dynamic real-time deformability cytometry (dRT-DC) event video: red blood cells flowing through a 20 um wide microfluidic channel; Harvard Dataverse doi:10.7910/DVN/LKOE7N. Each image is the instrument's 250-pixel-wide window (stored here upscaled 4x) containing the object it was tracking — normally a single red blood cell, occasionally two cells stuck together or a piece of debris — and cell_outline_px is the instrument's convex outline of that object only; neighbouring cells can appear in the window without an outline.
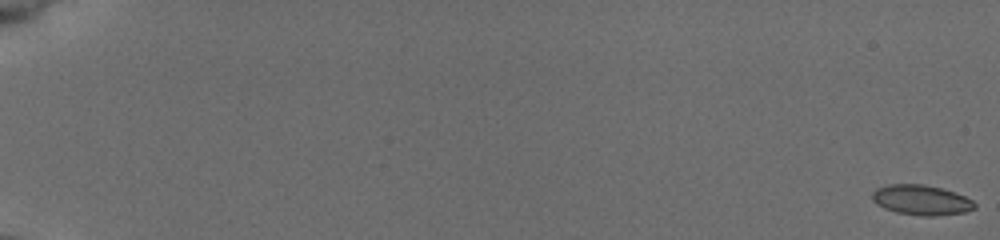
{"species": "common noctule bat (a hibernating species)", "species_latin": "Nyctalus noctula", "temperature_condition": "cold", "stored_images_in_passage": 54, "camera_frame_rate_fps": 3000, "um_per_image_px": 0.085, "animal": {"sex": "female", "body_mass_g": 19.5, "forearm_length_mm": 54.1}, "frame": {"image": 1, "passage_image": 1, "time_ms": 0.0, "image_size_px": [1000, 240], "cell_outline_px": [[976, 208], [964, 212], [932, 216], [924, 216], [896, 212], [884, 208], [876, 204], [872, 200], [872, 192], [876, 188], [888, 184], [924, 184], [940, 188], [964, 196], [972, 200], [976, 204]], "centroid_in_image_um": [78.27, 17.0], "position_along_channel_um": 6.7, "area_um2": 17.86}}
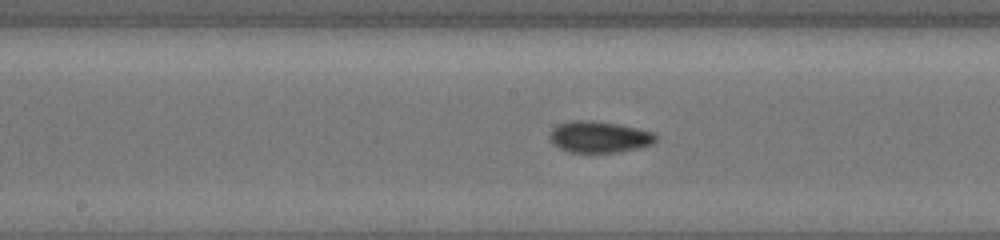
{"frame": {"image": 2, "passage_image": 31, "time_ms": 10.0, "image_size_px": [1000, 240], "cell_outline_px": [[656, 140], [652, 144], [640, 148], [616, 152], [568, 152], [552, 144], [548, 136], [548, 132], [552, 128], [560, 124], [572, 120], [592, 120], [616, 124], [636, 128], [652, 132], [656, 136]], "centroid_in_image_um": [50.88, 11.64], "position_along_channel_um": 197.3, "area_um2": 19.42}}
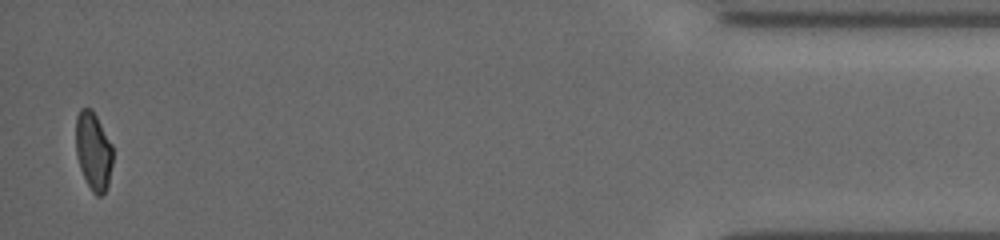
{"frame": {"image": 3, "passage_image": 54, "time_ms": 17.667, "image_size_px": [1000, 240], "cell_outline_px": [[112, 164], [108, 184], [104, 192], [100, 196], [96, 196], [92, 192], [80, 168], [76, 156], [76, 116], [80, 108], [92, 108], [112, 144]], "centroid_in_image_um": [7.93, 12.81], "position_along_channel_um": 427.3, "area_um2": 16.82}, "authors_computed_cell_mechanics": {"area_um2": 17.9758, "velocity_mm_per_s": 3.9234, "shape_relaxation_time_tau1_ms": 6.4878, "shape_relaxation_time_tau2_ms": 2.9661, "deformation_change_tau1": 0.109, "deformation_change_tau2": 0.0775}}